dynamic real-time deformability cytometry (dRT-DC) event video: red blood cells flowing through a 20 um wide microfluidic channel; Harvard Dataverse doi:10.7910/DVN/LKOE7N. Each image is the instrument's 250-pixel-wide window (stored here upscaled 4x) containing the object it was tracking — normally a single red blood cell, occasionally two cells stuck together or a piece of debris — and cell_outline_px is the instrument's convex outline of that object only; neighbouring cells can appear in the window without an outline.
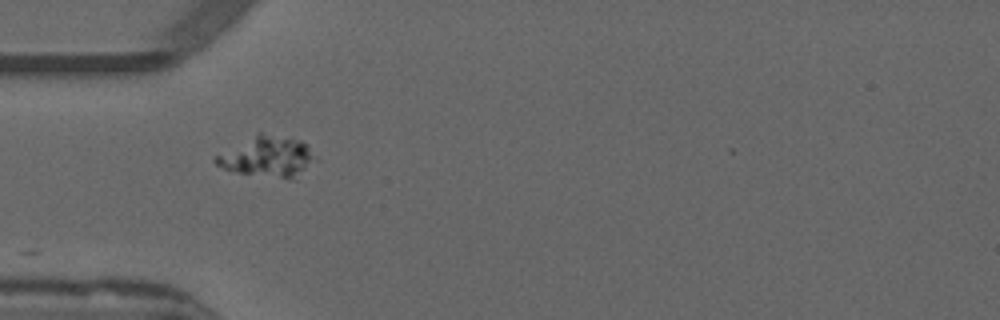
{"species": "common noctule bat (a hibernating species)", "species_latin": "Nyctalus noctula", "temperature_condition": "warm", "stored_images_in_passage": 15, "camera_frame_rate_fps": 3000, "um_per_image_px": 0.085, "animal": {"sex": "male", "forearm_length_mm": 52.5}, "frame": {"image": 1, "passage_image": 1, "time_ms": 0.0, "image_size_px": [1000, 320], "cell_outline_px": [[316, 160], [296, 180], [288, 180], [240, 172], [224, 168], [216, 164], [212, 160], [216, 156], [256, 132], [260, 132], [292, 136], [300, 140], [308, 148]], "centroid_in_image_um": [22.78, 13.3], "position_along_channel_um": 62.2, "area_um2": 23.76}}
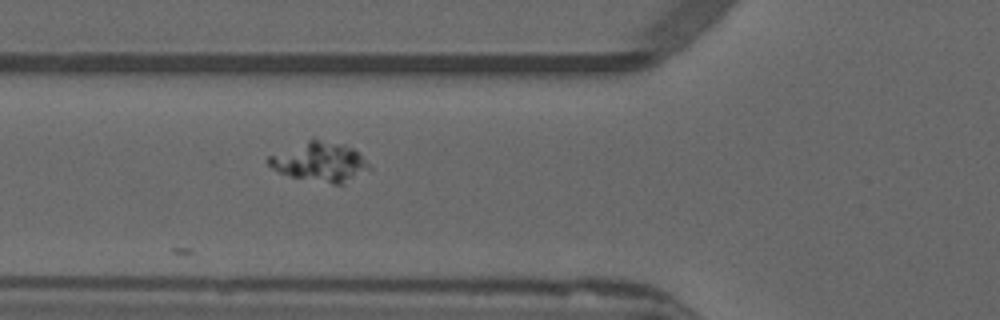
{"frame": {"image": 2, "passage_image": 4, "time_ms": 1.0, "image_size_px": [1000, 320], "cell_outline_px": [[372, 168], [344, 184], [332, 184], [292, 176], [280, 172], [272, 168], [268, 164], [268, 156], [312, 136], [344, 144], [352, 148]], "centroid_in_image_um": [27.17, 13.72], "position_along_channel_um": 98.6, "area_um2": 23.24}}